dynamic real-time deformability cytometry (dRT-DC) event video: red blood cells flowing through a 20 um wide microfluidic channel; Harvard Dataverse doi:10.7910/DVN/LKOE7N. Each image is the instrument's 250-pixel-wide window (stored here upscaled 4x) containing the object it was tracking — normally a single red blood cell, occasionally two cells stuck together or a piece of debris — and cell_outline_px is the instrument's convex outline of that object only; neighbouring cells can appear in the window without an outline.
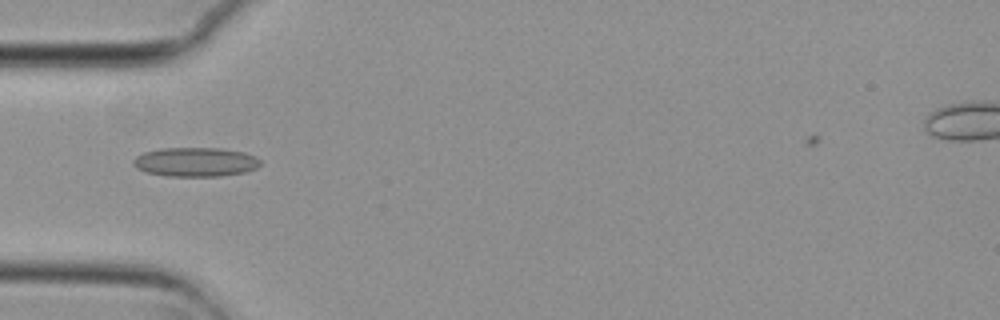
{"species": "common noctule bat (a hibernating species)", "species_latin": "Nyctalus noctula", "temperature_condition": "cold", "stored_images_in_passage": 55, "camera_frame_rate_fps": 3000, "um_per_image_px": 0.085, "animal": {"sex": "female", "body_mass_g": 29.2, "forearm_length_mm": 56.3}, "frame": {"image": 1, "passage_image": 17, "time_ms": 5.333, "image_size_px": [1000, 320], "cell_outline_px": [[260, 164], [256, 168], [244, 172], [220, 176], [168, 176], [144, 172], [136, 168], [132, 164], [132, 160], [136, 156], [144, 152], [160, 148], [220, 148], [244, 152], [256, 156], [260, 160]], "centroid_in_image_um": [16.58, 13.76], "position_along_channel_um": 68.4, "area_um2": 21.73}}
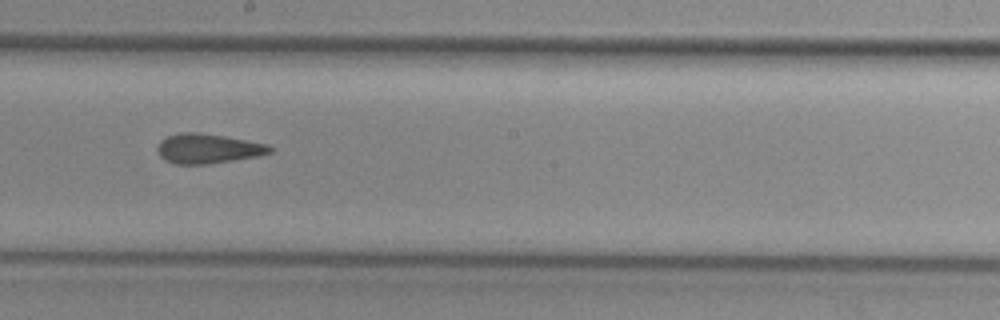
{"frame": {"image": 2, "passage_image": 30, "time_ms": 9.667, "image_size_px": [1000, 320], "cell_outline_px": [[272, 152], [256, 156], [208, 164], [176, 164], [164, 160], [160, 156], [156, 148], [160, 140], [168, 136], [180, 132], [200, 132], [224, 136], [268, 144], [272, 148]], "centroid_in_image_um": [17.63, 12.62], "position_along_channel_um": 230.6, "area_um2": 19.42}}
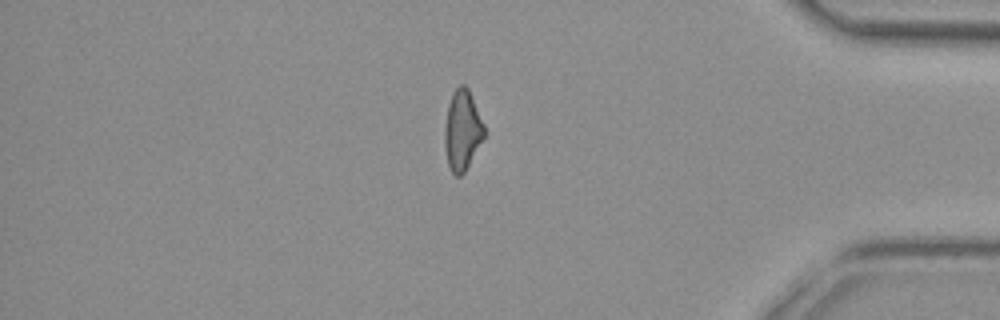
{"frame": {"image": 3, "passage_image": 46, "time_ms": 15.0, "image_size_px": [1000, 320], "cell_outline_px": [[484, 136], [464, 172], [460, 176], [456, 176], [448, 168], [444, 148], [444, 128], [448, 104], [452, 92], [460, 84], [464, 84], [468, 88], [484, 124]], "centroid_in_image_um": [39.26, 11.06], "position_along_channel_um": 395.9, "area_um2": 18.44}, "authors_computed_cell_mechanics": {"area_um2": 19.5364, "velocity_mm_per_s": 3.736, "shape_relaxation_time_tau1_ms": null, "shape_relaxation_time_tau2_ms": 2.1391, "deformation_change_tau1": null, "deformation_change_tau2": 0.1173}}